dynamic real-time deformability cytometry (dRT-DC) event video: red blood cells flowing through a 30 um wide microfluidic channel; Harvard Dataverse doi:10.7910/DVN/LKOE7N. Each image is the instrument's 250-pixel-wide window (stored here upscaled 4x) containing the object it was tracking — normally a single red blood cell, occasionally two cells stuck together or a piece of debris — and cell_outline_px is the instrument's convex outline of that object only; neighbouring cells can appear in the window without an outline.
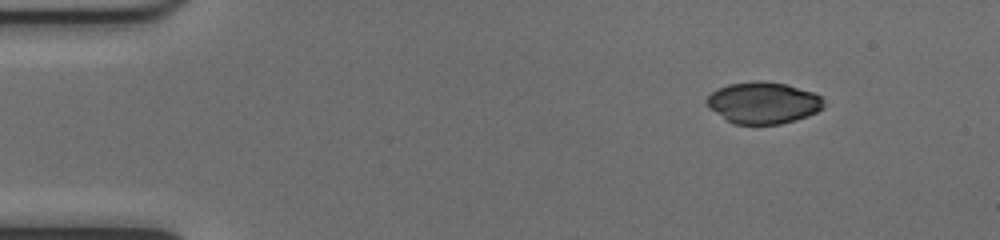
{"species": "common noctule bat (a hibernating species)", "species_latin": "Nyctalus noctula", "temperature_condition": "cold", "stored_images_in_passage": 46, "camera_frame_rate_fps": 3000, "um_per_image_px": 0.085, "animal": {"sex": "female", "body_mass_g": 17.0, "forearm_length_mm": 48.0}, "frame": {"image": 1, "passage_image": 1, "time_ms": 0.0, "image_size_px": [1000, 240], "cell_outline_px": [[824, 108], [808, 116], [796, 120], [780, 124], [732, 124], [708, 108], [704, 104], [704, 100], [716, 88], [728, 84], [760, 80], [788, 84], [812, 92], [820, 96], [824, 100]], "centroid_in_image_um": [64.84, 8.74], "position_along_channel_um": 20.2, "area_um2": 28.78}}
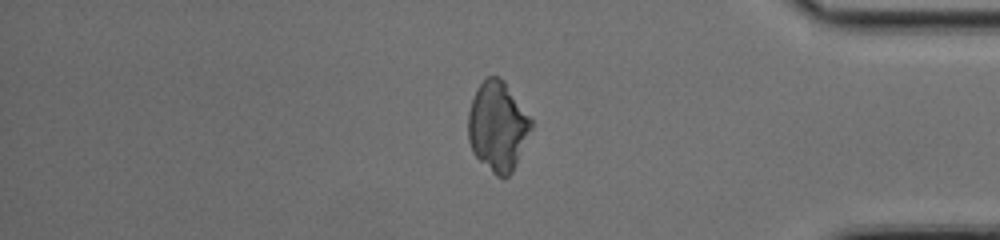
{"frame": {"image": 2, "passage_image": 38, "time_ms": 12.333, "image_size_px": [1000, 240], "cell_outline_px": [[532, 128], [512, 172], [504, 180], [496, 176], [472, 152], [468, 140], [468, 112], [476, 88], [488, 76], [500, 76], [504, 80], [532, 120]], "centroid_in_image_um": [42.29, 10.74], "position_along_channel_um": 392.9, "area_um2": 32.83}}
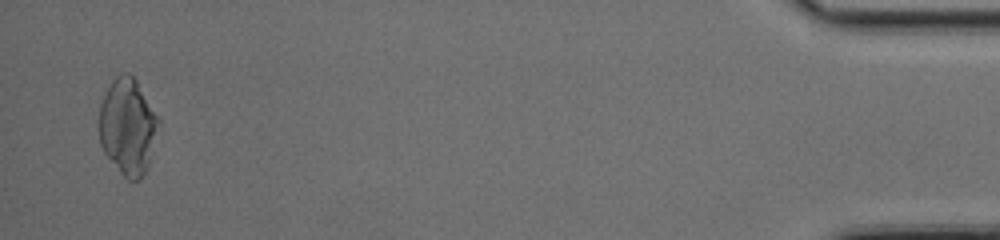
{"frame": {"image": 3, "passage_image": 45, "time_ms": 14.667, "image_size_px": [1000, 240], "cell_outline_px": [[160, 120], [148, 168], [140, 180], [128, 180], [120, 172], [104, 152], [100, 144], [100, 104], [112, 80], [120, 72], [128, 72], [136, 80]], "centroid_in_image_um": [10.87, 10.76], "position_along_channel_um": 424.3, "area_um2": 33.06}}